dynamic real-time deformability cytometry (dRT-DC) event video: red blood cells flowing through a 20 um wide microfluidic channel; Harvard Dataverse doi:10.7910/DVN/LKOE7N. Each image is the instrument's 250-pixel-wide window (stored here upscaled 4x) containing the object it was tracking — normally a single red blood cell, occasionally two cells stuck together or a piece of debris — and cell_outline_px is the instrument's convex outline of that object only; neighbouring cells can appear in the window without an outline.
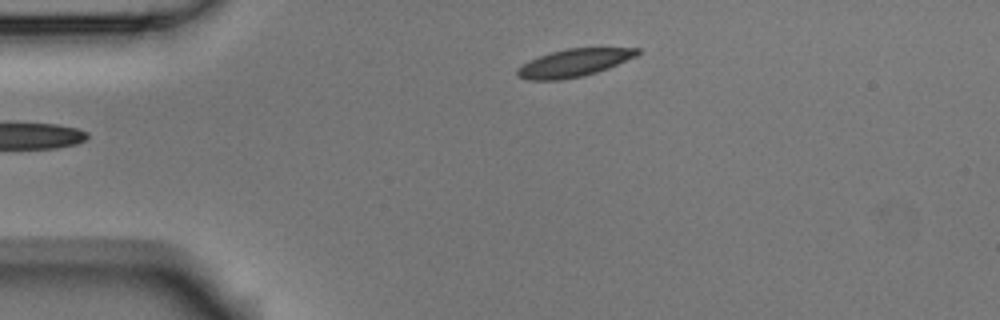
{"species": "Egyptian fruit bat (a non-hibernating species)", "species_latin": "Rousettus aegyptiacus", "temperature_condition": "room temperature", "stored_images_in_passage": 5, "camera_frame_rate_fps": 3000, "um_per_image_px": 0.085, "animal": {"sex": "male"}, "frame": {"image": 1, "passage_image": 5, "time_ms": 1.333, "image_size_px": [1000, 320], "cell_outline_px": [[640, 52], [636, 56], [608, 68], [584, 76], [560, 80], [528, 80], [516, 76], [516, 68], [528, 60], [552, 52], [568, 48], [640, 48]], "centroid_in_image_um": [48.74, 5.35], "position_along_channel_um": 36.3, "area_um2": 19.36}}